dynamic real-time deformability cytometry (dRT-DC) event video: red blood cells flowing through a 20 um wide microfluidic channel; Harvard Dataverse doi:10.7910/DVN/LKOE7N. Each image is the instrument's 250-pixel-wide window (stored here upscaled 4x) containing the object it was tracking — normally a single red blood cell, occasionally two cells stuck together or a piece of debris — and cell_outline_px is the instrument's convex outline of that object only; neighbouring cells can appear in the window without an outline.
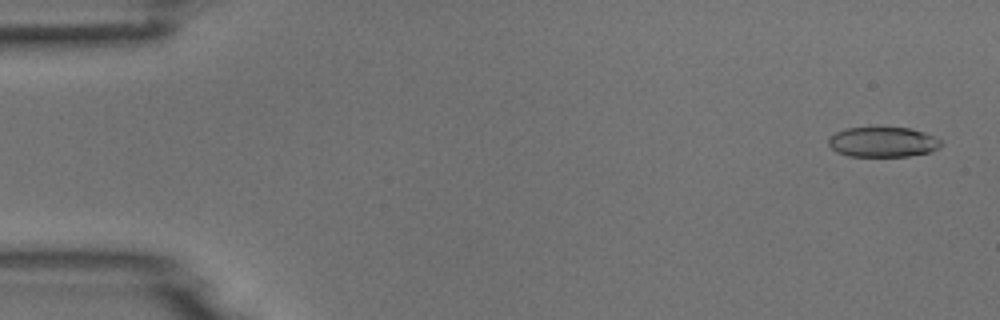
{"species": "common noctule bat (a hibernating species)", "species_latin": "Nyctalus noctula", "temperature_condition": "room temperature", "stored_images_in_passage": 50, "camera_frame_rate_fps": 3000, "um_per_image_px": 0.085, "animal": {"sex": "male", "body_mass_g": 18.8}, "frame": {"image": 1, "passage_image": 2, "time_ms": 0.333, "image_size_px": [1000, 320], "cell_outline_px": [[944, 144], [928, 152], [908, 156], [848, 156], [836, 152], [828, 144], [828, 140], [836, 132], [848, 128], [912, 128], [924, 132], [940, 140]], "centroid_in_image_um": [75.03, 12.08], "position_along_channel_um": 10.0, "area_um2": 19.48}}
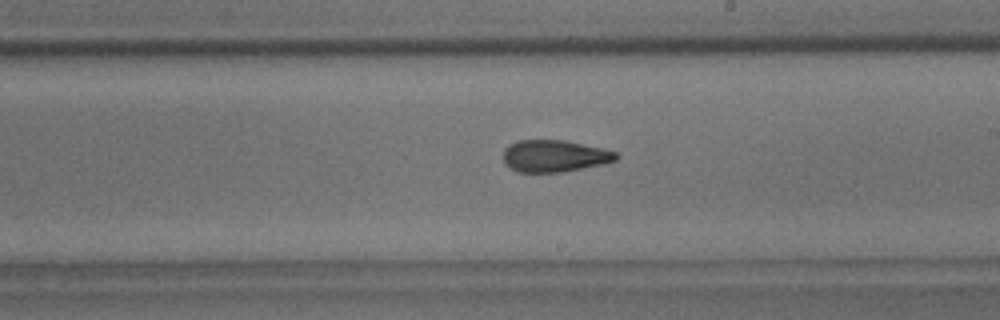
{"frame": {"image": 2, "passage_image": 29, "time_ms": 9.333, "image_size_px": [1000, 320], "cell_outline_px": [[620, 156], [616, 160], [604, 164], [564, 172], [516, 172], [504, 164], [504, 148], [508, 144], [520, 140], [564, 140], [604, 148], [616, 152]], "centroid_in_image_um": [47.14, 13.26], "position_along_channel_um": 241.9, "area_um2": 21.27}}
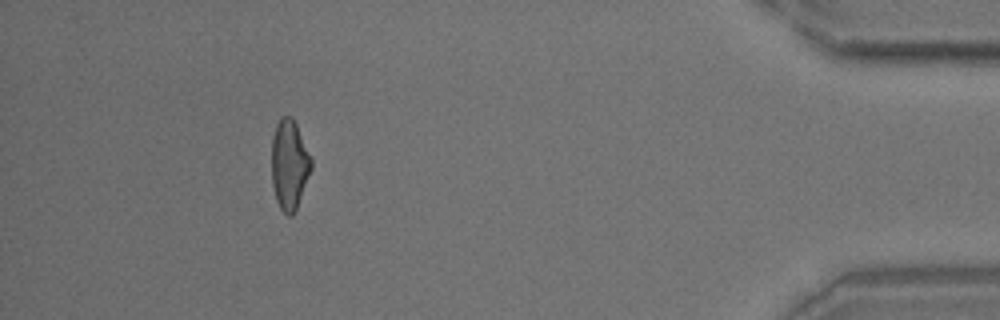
{"frame": {"image": 3, "passage_image": 46, "time_ms": 15.0, "image_size_px": [1000, 320], "cell_outline_px": [[312, 168], [296, 208], [292, 216], [288, 216], [280, 208], [276, 200], [272, 184], [272, 136], [276, 124], [280, 116], [292, 116], [312, 156]], "centroid_in_image_um": [24.6, 13.96], "position_along_channel_um": 410.6, "area_um2": 20.87}}